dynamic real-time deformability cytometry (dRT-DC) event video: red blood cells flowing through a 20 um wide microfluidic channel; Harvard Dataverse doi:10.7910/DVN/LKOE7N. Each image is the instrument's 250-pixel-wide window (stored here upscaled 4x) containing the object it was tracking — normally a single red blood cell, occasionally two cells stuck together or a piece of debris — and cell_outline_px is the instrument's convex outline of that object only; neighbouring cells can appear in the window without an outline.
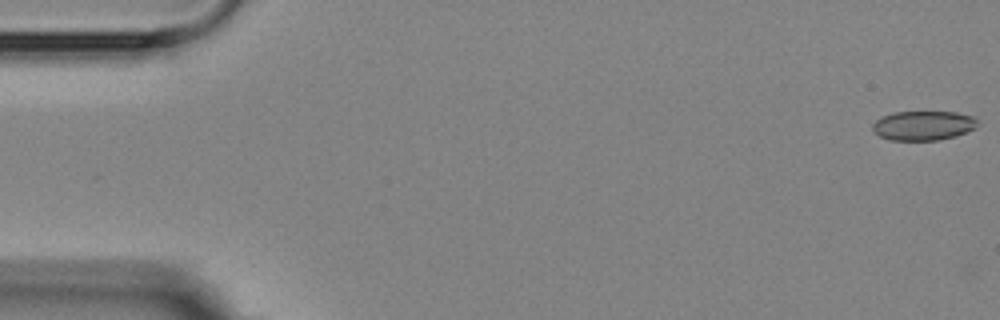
{"species": "Egyptian fruit bat (a non-hibernating species)", "species_latin": "Rousettus aegyptiacus", "temperature_condition": "room temperature", "stored_images_in_passage": 3, "camera_frame_rate_fps": 3000, "um_per_image_px": 0.085, "animal": {"sex": "female"}, "frame": {"image": 1, "passage_image": 1, "time_ms": 0.0, "image_size_px": [1000, 320], "cell_outline_px": [[980, 124], [976, 128], [956, 136], [940, 140], [888, 140], [880, 136], [872, 128], [872, 124], [876, 120], [892, 112], [956, 112], [976, 116], [980, 120]], "centroid_in_image_um": [78.56, 10.67], "position_along_channel_um": 6.4, "area_um2": 18.26}}